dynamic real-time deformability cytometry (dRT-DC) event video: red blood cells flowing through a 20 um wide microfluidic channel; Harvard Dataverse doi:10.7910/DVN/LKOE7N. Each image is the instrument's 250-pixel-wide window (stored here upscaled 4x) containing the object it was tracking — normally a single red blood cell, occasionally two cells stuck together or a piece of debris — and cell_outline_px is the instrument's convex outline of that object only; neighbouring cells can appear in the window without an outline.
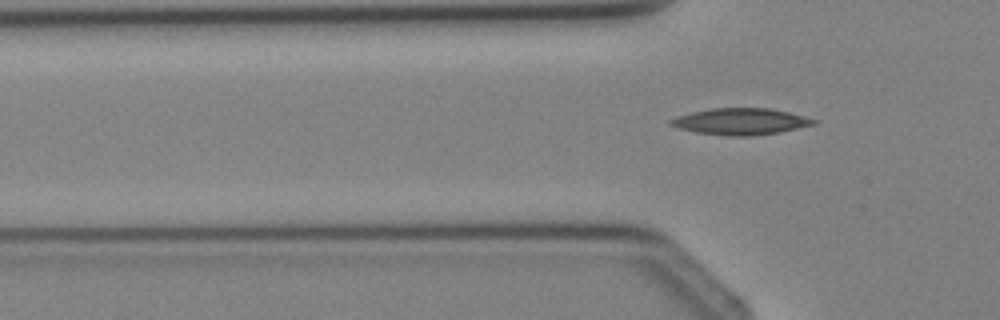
{"species": "Egyptian fruit bat (a non-hibernating species)", "species_latin": "Rousettus aegyptiacus", "temperature_condition": "cold", "stored_images_in_passage": 3, "camera_frame_rate_fps": 3000, "um_per_image_px": 0.085, "animal": {"sex": "female"}, "frame": {"image": 1, "passage_image": 3, "time_ms": 2.333, "image_size_px": [1000, 320], "cell_outline_px": [[820, 120], [816, 124], [780, 132], [752, 136], [728, 136], [696, 132], [680, 128], [668, 124], [668, 120], [676, 116], [692, 112], [712, 108], [768, 108], [788, 112]], "centroid_in_image_um": [62.97, 10.33], "position_along_channel_um": 62.8, "area_um2": 22.14}}